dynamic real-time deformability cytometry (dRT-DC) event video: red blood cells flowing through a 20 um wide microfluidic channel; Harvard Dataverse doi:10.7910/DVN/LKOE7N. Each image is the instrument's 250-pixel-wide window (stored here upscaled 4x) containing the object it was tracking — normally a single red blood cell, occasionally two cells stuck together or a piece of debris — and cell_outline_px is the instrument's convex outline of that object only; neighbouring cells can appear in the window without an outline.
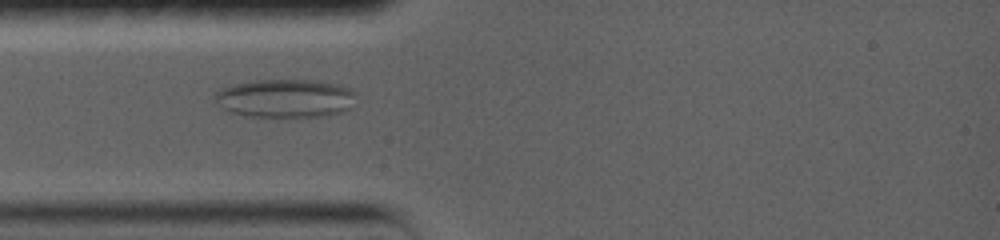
{"species": "common noctule bat (a hibernating species)", "species_latin": "Nyctalus noctula", "temperature_condition": "warm", "stored_images_in_passage": 31, "camera_frame_rate_fps": 5000, "um_per_image_px": 0.085, "animal": {"sex": "female", "body_mass_g": 19.0, "forearm_length_mm": 56.7}, "frame": {"image": 1, "passage_image": 1, "time_ms": 0.0, "image_size_px": [1000, 240], "cell_outline_px": [[348, 92], [340, 108], [328, 112], [304, 116], [260, 116], [240, 112], [228, 108], [220, 96], [220, 92], [224, 88], [256, 80], [304, 80], [328, 84], [340, 88]], "centroid_in_image_um": [24.08, 8.32], "position_along_channel_um": 60.9, "area_um2": 27.22}}
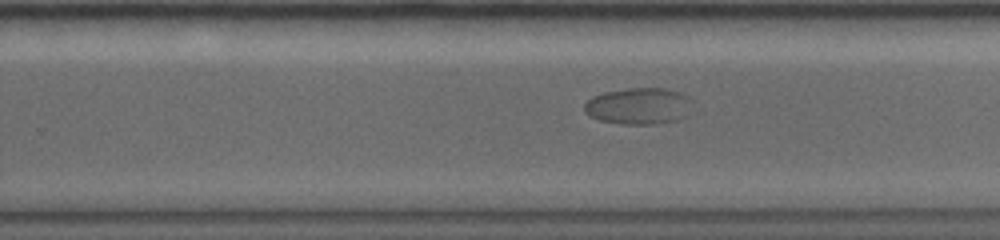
{"frame": {"image": 2, "passage_image": 17, "time_ms": 6.2, "image_size_px": [1000, 240], "cell_outline_px": [[676, 120], [652, 124], [628, 124], [600, 120], [584, 112], [584, 104], [592, 96], [604, 92], [628, 88], [664, 88], [676, 92]], "centroid_in_image_um": [53.87, 9.01], "position_along_channel_um": 275.9, "area_um2": 20.52}}
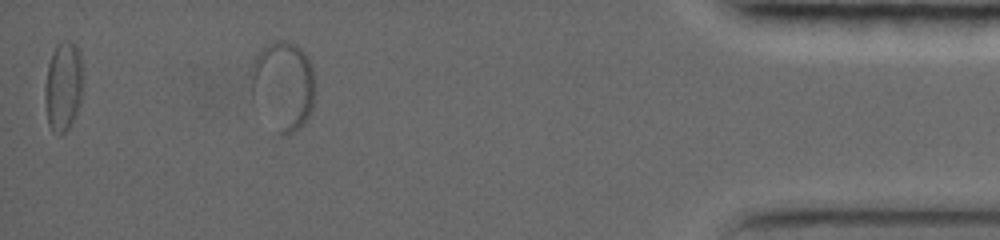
{"frame": {"image": 3, "passage_image": 29, "time_ms": 11.8, "image_size_px": [1000, 240], "cell_outline_px": [[312, 108], [304, 124], [300, 128], [288, 136], [280, 136], [276, 132], [252, 100], [252, 68], [256, 56], [268, 44], [276, 40], [284, 40], [296, 44], [308, 56], [312, 68]], "centroid_in_image_um": [24.05, 7.31], "position_along_channel_um": 411.1, "area_um2": 33.0}}